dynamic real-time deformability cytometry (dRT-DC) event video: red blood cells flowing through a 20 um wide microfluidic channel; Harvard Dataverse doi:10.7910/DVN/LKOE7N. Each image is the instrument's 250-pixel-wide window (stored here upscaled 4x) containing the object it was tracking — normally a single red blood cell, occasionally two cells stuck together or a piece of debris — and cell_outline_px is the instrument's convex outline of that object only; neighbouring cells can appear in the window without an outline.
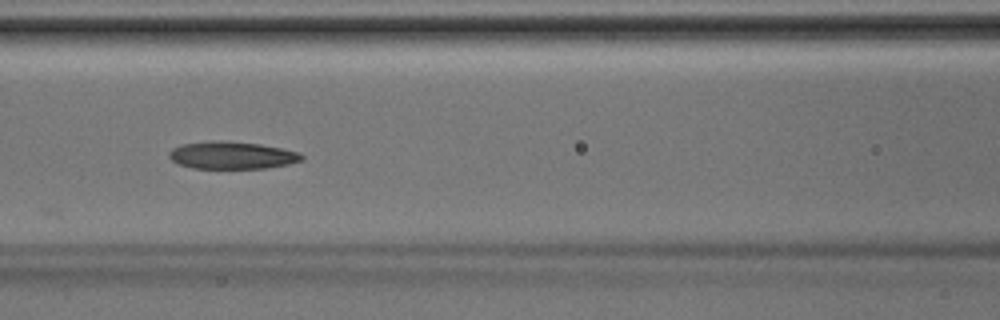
{"species": "Egyptian fruit bat (a non-hibernating species)", "species_latin": "Rousettus aegyptiacus", "temperature_condition": "room temperature", "stored_images_in_passage": 7, "camera_frame_rate_fps": 3000, "um_per_image_px": 0.085, "animal": {"sex": "male"}, "frame": {"image": 1, "passage_image": 5, "time_ms": 1.333, "image_size_px": [1000, 320], "cell_outline_px": [[304, 160], [288, 164], [264, 168], [192, 168], [176, 164], [168, 156], [168, 152], [172, 148], [180, 144], [212, 140], [216, 140], [260, 144], [300, 152], [304, 156]], "centroid_in_image_um": [19.68, 13.19], "position_along_channel_um": 146.9, "area_um2": 21.33}}
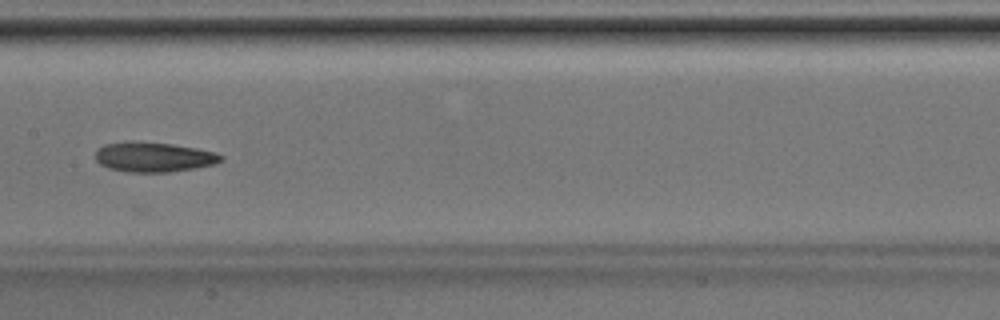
{"frame": {"image": 2, "passage_image": 6, "time_ms": 1.667, "image_size_px": [1000, 320], "cell_outline_px": [[224, 160], [216, 164], [196, 168], [168, 172], [128, 172], [108, 168], [100, 164], [96, 160], [96, 148], [104, 144], [172, 144], [196, 148], [216, 152], [224, 156]], "centroid_in_image_um": [13.14, 13.39], "position_along_channel_um": 194.3, "area_um2": 21.21}}